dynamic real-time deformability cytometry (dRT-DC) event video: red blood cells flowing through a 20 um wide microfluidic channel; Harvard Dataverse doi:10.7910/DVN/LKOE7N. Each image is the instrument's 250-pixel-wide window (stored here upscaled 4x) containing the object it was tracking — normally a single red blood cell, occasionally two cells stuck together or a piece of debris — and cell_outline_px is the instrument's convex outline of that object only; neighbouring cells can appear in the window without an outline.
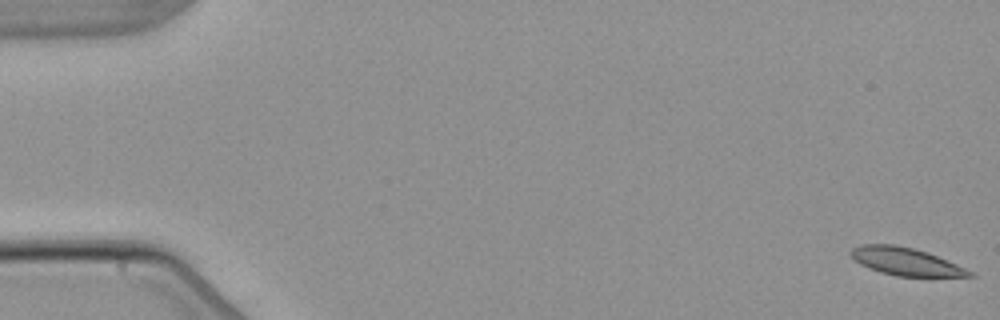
{"species": "common noctule bat (a hibernating species)", "species_latin": "Nyctalus noctula", "temperature_condition": "warm", "stored_images_in_passage": 5, "camera_frame_rate_fps": 3000, "um_per_image_px": 0.085, "animal": {"sex": "male", "body_mass_g": 21.5, "forearm_length_mm": 52.0}, "frame": {"image": 1, "passage_image": 1, "time_ms": 0.0, "image_size_px": [1000, 320], "cell_outline_px": [[976, 276], [896, 276], [880, 272], [868, 268], [860, 264], [848, 252], [852, 248], [860, 244], [896, 244], [928, 252], [956, 264], [972, 272]], "centroid_in_image_um": [76.93, 22.21], "position_along_channel_um": 8.1, "area_um2": 19.02}}
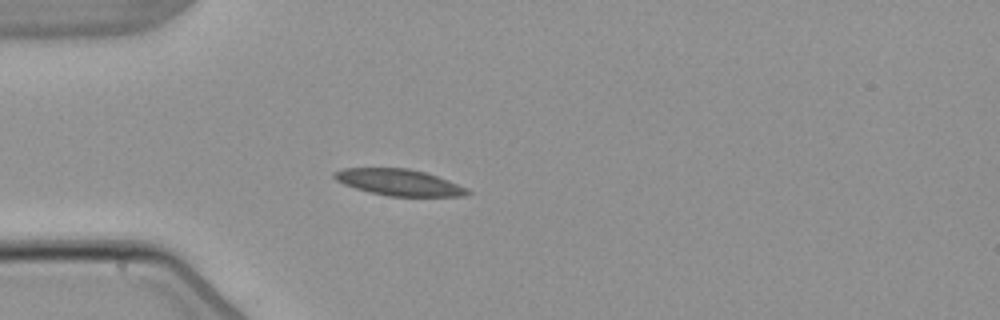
{"frame": {"image": 2, "passage_image": 5, "time_ms": 5.0, "image_size_px": [1000, 320], "cell_outline_px": [[472, 192], [464, 196], [388, 196], [368, 192], [344, 184], [336, 180], [332, 176], [332, 172], [344, 168], [408, 168], [424, 172], [448, 180], [468, 188]], "centroid_in_image_um": [33.9, 15.5], "position_along_channel_um": 51.1, "area_um2": 20.46}}